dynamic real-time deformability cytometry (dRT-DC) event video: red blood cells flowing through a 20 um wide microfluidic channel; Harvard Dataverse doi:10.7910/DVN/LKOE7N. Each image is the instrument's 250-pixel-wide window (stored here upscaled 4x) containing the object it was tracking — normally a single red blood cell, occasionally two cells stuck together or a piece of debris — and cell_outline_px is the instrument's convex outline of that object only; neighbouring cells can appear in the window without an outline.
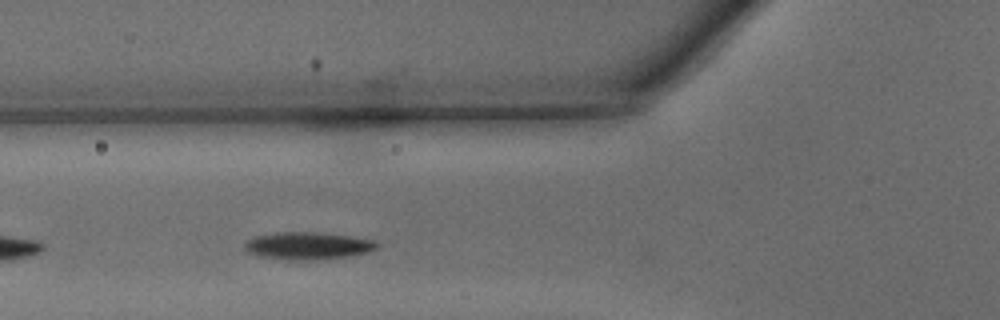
{"species": "common noctule bat (a hibernating species)", "species_latin": "Nyctalus noctula", "temperature_condition": "warm", "stored_images_in_passage": 14, "camera_frame_rate_fps": 3000, "um_per_image_px": 0.085, "animal": {"sex": "male", "body_mass_g": 15.6}, "frame": {"image": 1, "passage_image": 5, "time_ms": 1.333, "image_size_px": [1000, 320], "cell_outline_px": [[380, 244], [376, 248], [368, 252], [348, 256], [316, 260], [292, 260], [256, 256], [248, 252], [244, 248], [244, 244], [248, 240], [256, 236], [276, 232], [316, 232], [348, 236], [376, 240]], "centroid_in_image_um": [26.16, 20.89], "position_along_channel_um": 99.6, "area_um2": 21.15}}
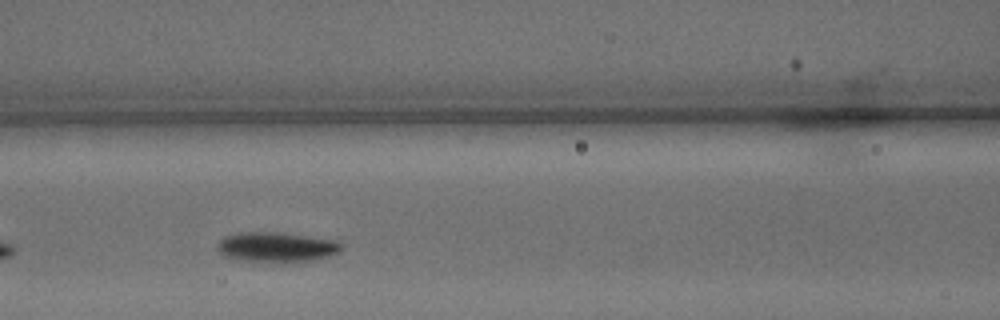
{"frame": {"image": 2, "passage_image": 8, "time_ms": 2.333, "image_size_px": [1000, 320], "cell_outline_px": [[344, 244], [340, 252], [332, 256], [312, 260], [240, 260], [220, 256], [216, 248], [216, 244], [224, 236], [240, 232], [272, 232], [340, 240]], "centroid_in_image_um": [23.5, 20.97], "position_along_channel_um": 143.1, "area_um2": 21.44}}